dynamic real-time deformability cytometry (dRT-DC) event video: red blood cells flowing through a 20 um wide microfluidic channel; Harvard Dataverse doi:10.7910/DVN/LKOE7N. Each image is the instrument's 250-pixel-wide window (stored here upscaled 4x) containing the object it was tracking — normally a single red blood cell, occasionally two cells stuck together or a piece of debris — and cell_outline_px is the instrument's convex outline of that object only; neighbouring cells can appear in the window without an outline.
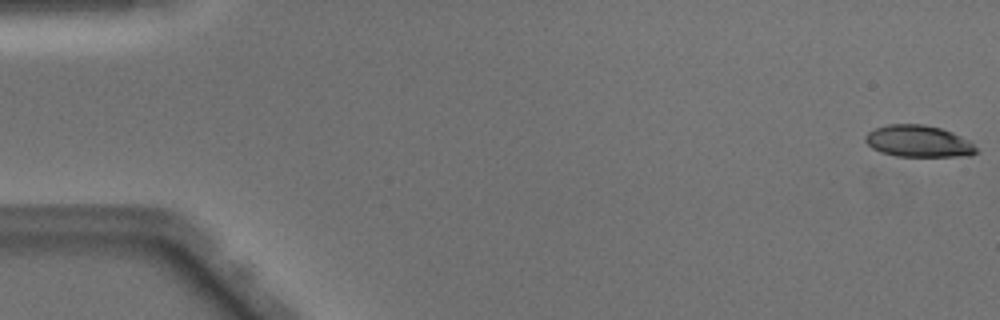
{"species": "Egyptian fruit bat (a non-hibernating species)", "species_latin": "Rousettus aegyptiacus", "temperature_condition": "warm", "stored_images_in_passage": 50, "camera_frame_rate_fps": 3000, "um_per_image_px": 0.085, "animal": {"sex": "male"}, "frame": {"image": 1, "passage_image": 1, "time_ms": 0.0, "image_size_px": [1000, 320], "cell_outline_px": [[980, 152], [968, 156], [896, 156], [880, 152], [872, 148], [864, 140], [864, 136], [868, 132], [876, 128], [888, 124], [924, 124], [940, 128], [952, 132], [968, 140]], "centroid_in_image_um": [78.06, 12.01], "position_along_channel_um": 6.9, "area_um2": 20.52}}
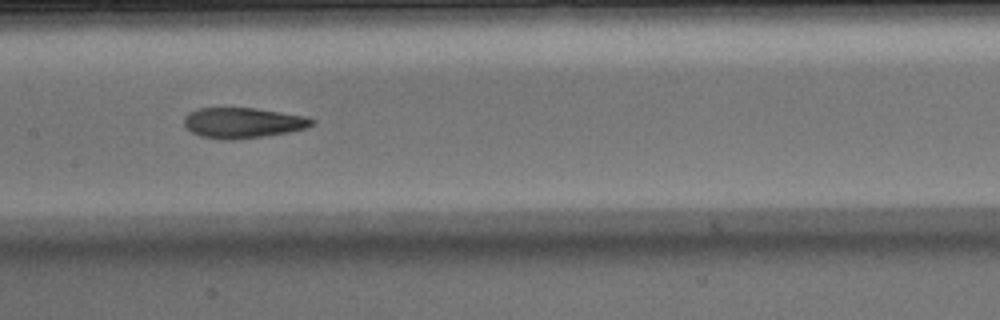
{"frame": {"image": 2, "passage_image": 25, "time_ms": 8.0, "image_size_px": [1000, 320], "cell_outline_px": [[316, 124], [304, 128], [288, 132], [264, 136], [236, 140], [224, 140], [200, 136], [192, 132], [184, 124], [184, 116], [196, 108], [256, 108], [304, 116], [316, 120]], "centroid_in_image_um": [20.64, 10.44], "position_along_channel_um": 186.8, "area_um2": 22.72}}
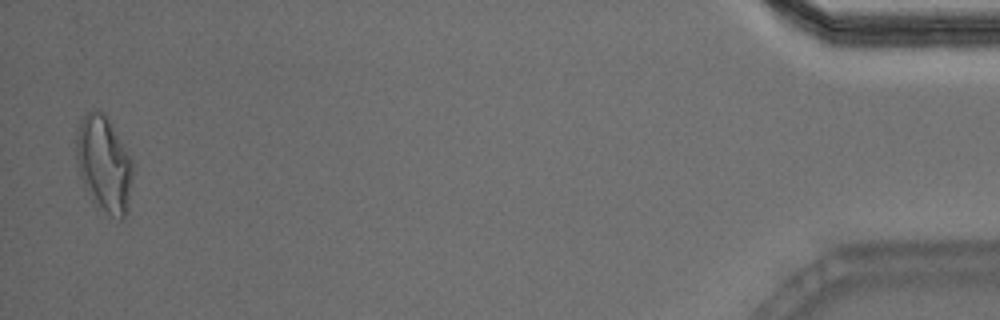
{"frame": {"image": 3, "passage_image": 49, "time_ms": 16.0, "image_size_px": [1000, 320], "cell_outline_px": [[132, 172], [128, 212], [124, 220], [120, 220], [112, 216], [92, 200], [80, 176], [76, 160], [76, 132], [80, 120], [84, 112], [92, 108], [96, 108], [104, 112], [132, 160]], "centroid_in_image_um": [8.82, 13.9], "position_along_channel_um": 426.4, "area_um2": 31.62}, "authors_computed_cell_mechanics": {"area_um2": 23.1489, "velocity_mm_per_s": 4.088, "shape_relaxation_time_tau1_ms": 8.2338, "shape_relaxation_time_tau2_ms": 1.9692, "deformation_change_tau1": 0.2742, "deformation_change_tau2": 0.0983}}